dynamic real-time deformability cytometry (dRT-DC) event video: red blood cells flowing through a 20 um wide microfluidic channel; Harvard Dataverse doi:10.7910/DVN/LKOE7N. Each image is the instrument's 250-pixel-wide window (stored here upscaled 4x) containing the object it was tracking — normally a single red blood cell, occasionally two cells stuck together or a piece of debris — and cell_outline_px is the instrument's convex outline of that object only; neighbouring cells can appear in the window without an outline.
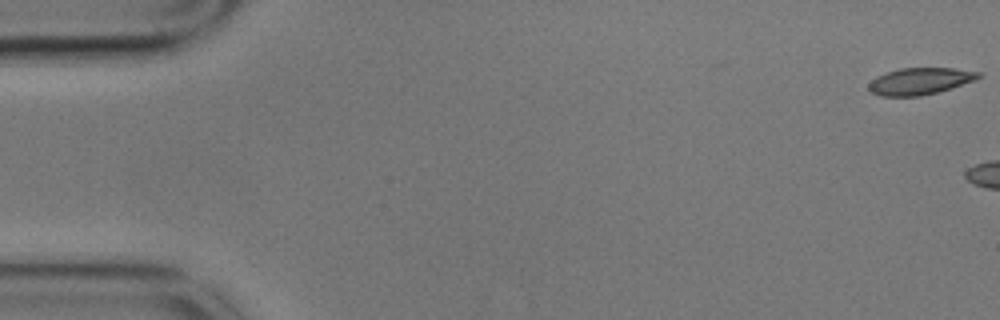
{"species": "common noctule bat (a hibernating species)", "species_latin": "Nyctalus noctula", "temperature_condition": "cold", "stored_images_in_passage": 6, "camera_frame_rate_fps": 3000, "um_per_image_px": 0.085, "animal": {"sex": "male", "body_mass_g": 17.9}, "frame": {"image": 1, "passage_image": 1, "time_ms": 0.0, "image_size_px": [1000, 320], "cell_outline_px": [[984, 76], [976, 80], [952, 88], [920, 96], [880, 96], [872, 92], [868, 88], [868, 84], [876, 76], [900, 68], [952, 68], [980, 72]], "centroid_in_image_um": [78.23, 6.9], "position_along_channel_um": 6.8, "area_um2": 17.17}}